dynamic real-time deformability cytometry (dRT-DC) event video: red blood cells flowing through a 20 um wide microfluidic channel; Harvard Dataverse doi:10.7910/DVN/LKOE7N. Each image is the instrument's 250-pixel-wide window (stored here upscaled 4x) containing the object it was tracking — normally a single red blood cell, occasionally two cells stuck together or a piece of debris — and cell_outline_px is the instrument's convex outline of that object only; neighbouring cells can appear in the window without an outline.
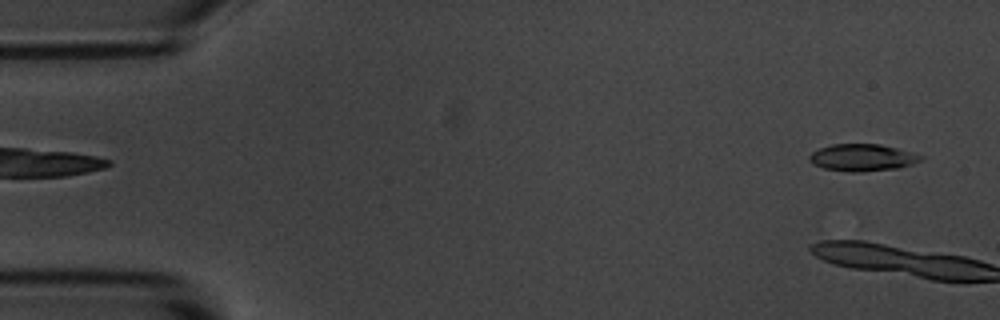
{"species": "common noctule bat (a hibernating species)", "species_latin": "Nyctalus noctula", "temperature_condition": "room temperature", "stored_images_in_passage": 4, "camera_frame_rate_fps": 3000, "um_per_image_px": 0.085, "animal": {"sex": "male", "body_mass_g": 20.1, "forearm_length_mm": 53.5}, "frame": {"image": 1, "passage_image": 2, "time_ms": 0.333, "image_size_px": [1000, 320], "cell_outline_px": [[924, 156], [920, 160], [912, 164], [900, 168], [864, 172], [852, 172], [824, 168], [812, 164], [808, 160], [808, 156], [812, 152], [820, 148], [832, 144], [880, 144], [912, 152]], "centroid_in_image_um": [73.29, 13.4], "position_along_channel_um": 11.7, "area_um2": 17.63}}